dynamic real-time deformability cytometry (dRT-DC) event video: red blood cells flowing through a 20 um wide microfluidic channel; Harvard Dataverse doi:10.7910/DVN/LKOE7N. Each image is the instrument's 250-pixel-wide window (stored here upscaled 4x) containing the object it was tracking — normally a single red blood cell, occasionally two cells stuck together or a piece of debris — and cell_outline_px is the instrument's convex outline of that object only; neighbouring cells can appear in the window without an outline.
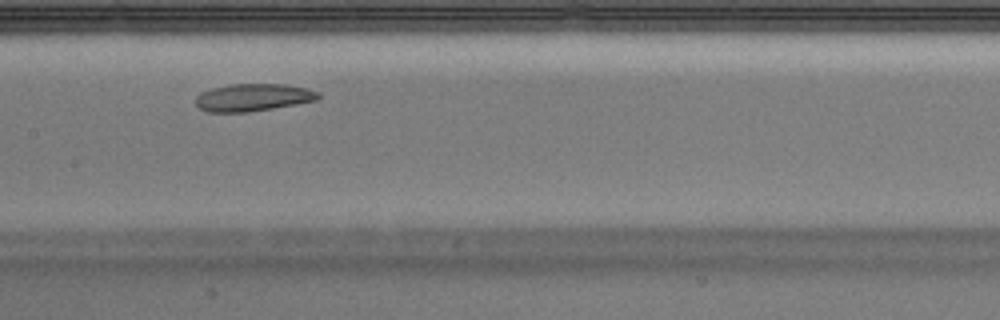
{"species": "Egyptian fruit bat (a non-hibernating species)", "species_latin": "Rousettus aegyptiacus", "temperature_condition": "warm", "stored_images_in_passage": 27, "camera_frame_rate_fps": 3000, "um_per_image_px": 0.085, "animal": {"sex": "male"}, "frame": {"image": 1, "passage_image": 12, "time_ms": 3.667, "image_size_px": [1000, 320], "cell_outline_px": [[320, 100], [248, 112], [208, 112], [200, 108], [196, 104], [196, 96], [200, 92], [212, 88], [228, 84], [284, 84], [308, 88], [316, 92], [320, 96]], "centroid_in_image_um": [21.5, 8.28], "position_along_channel_um": 185.9, "area_um2": 19.65}}
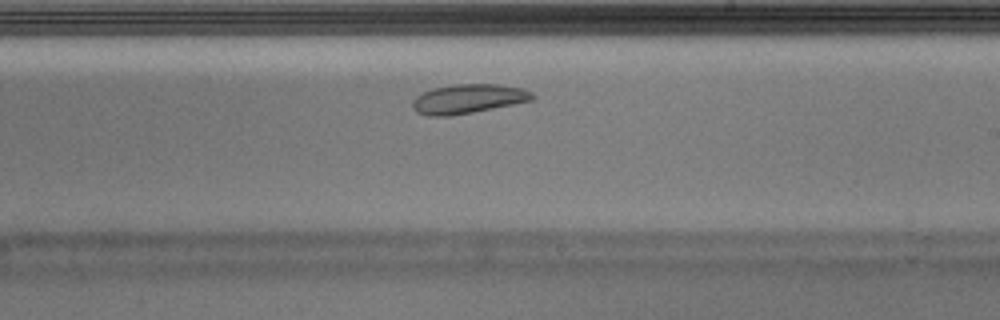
{"frame": {"image": 2, "passage_image": 16, "time_ms": 5.0, "image_size_px": [1000, 320], "cell_outline_px": [[536, 96], [532, 100], [452, 116], [428, 116], [416, 112], [412, 108], [412, 100], [416, 96], [432, 88], [452, 84], [500, 84], [520, 88], [532, 92]], "centroid_in_image_um": [39.75, 8.4], "position_along_channel_um": 249.3, "area_um2": 20.46}}
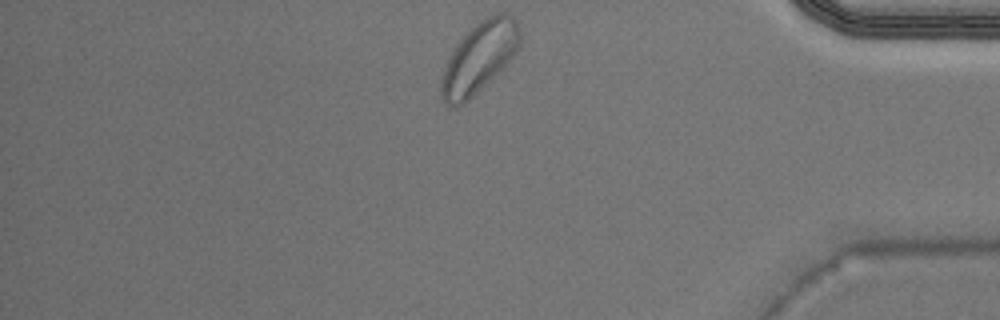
{"frame": {"image": 3, "passage_image": 27, "time_ms": 8.667, "image_size_px": [1000, 320], "cell_outline_px": [[520, 44], [516, 52], [464, 104], [456, 108], [452, 108], [440, 96], [440, 80], [444, 68], [456, 44], [480, 20], [492, 12], [508, 12], [516, 20], [520, 28]], "centroid_in_image_um": [40.72, 4.85], "position_along_channel_um": 394.5, "area_um2": 31.85}}